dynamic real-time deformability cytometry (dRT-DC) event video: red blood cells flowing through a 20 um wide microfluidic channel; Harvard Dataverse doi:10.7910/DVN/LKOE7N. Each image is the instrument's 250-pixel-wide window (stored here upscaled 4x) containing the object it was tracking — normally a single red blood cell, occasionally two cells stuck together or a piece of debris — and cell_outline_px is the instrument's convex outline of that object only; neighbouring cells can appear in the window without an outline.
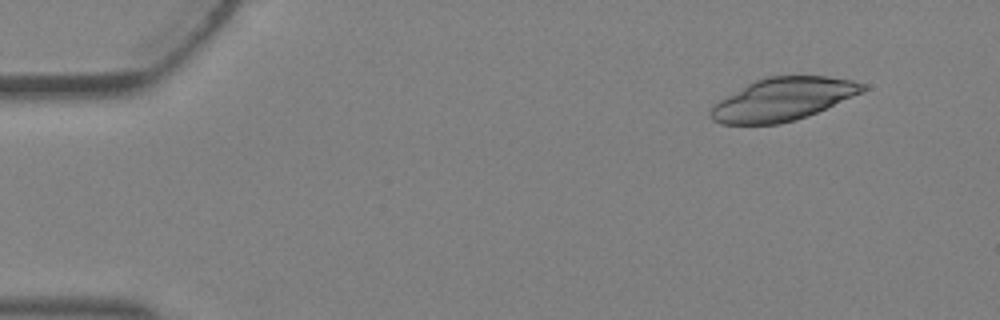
{"species": "Egyptian fruit bat (a non-hibernating species)", "species_latin": "Rousettus aegyptiacus", "temperature_condition": "warm", "stored_images_in_passage": 4, "camera_frame_rate_fps": 3000, "um_per_image_px": 0.085, "animal": {"sex": "female"}, "frame": {"image": 1, "passage_image": 1, "time_ms": 0.0, "image_size_px": [1000, 320], "cell_outline_px": [[868, 88], [864, 92], [808, 116], [780, 124], [720, 124], [712, 120], [708, 116], [708, 112], [720, 100], [748, 84], [756, 80], [768, 76], [828, 76], [852, 80], [864, 84]], "centroid_in_image_um": [66.57, 8.44], "position_along_channel_um": 18.4, "area_um2": 37.8}}